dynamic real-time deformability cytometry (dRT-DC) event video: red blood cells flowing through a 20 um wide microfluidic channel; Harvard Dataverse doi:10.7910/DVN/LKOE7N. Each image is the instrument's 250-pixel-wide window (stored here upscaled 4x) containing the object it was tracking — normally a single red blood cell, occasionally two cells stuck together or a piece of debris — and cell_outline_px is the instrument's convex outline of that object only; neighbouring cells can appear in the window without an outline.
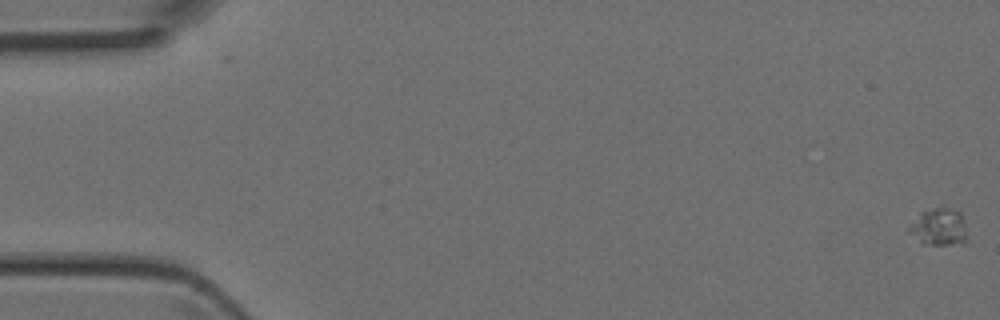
{"species": "Egyptian fruit bat (a non-hibernating species)", "species_latin": "Rousettus aegyptiacus", "temperature_condition": "room temperature", "stored_images_in_passage": 25, "camera_frame_rate_fps": 3000, "um_per_image_px": 0.085, "animal": {"sex": "female"}, "frame": {"image": 1, "passage_image": 1, "time_ms": 0.0, "image_size_px": [1000, 320], "cell_outline_px": [[968, 236], [964, 244], [920, 244], [908, 232], [908, 224], [920, 212], [932, 208], [948, 208], [960, 212]], "centroid_in_image_um": [79.77, 19.31], "position_along_channel_um": 5.2, "area_um2": 12.83}}
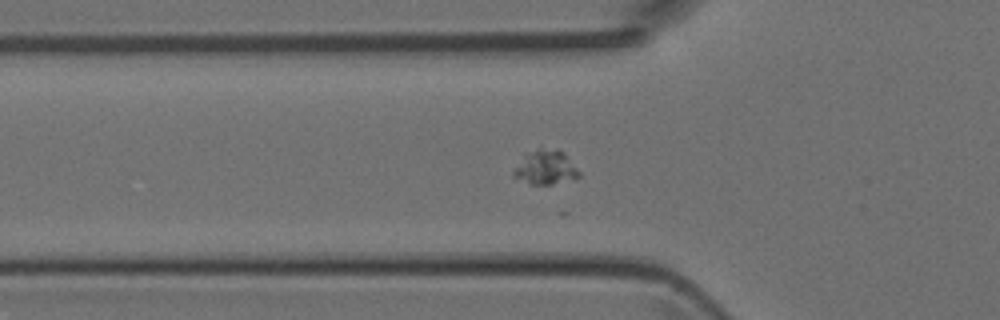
{"frame": {"image": 2, "passage_image": 17, "time_ms": 5.333, "image_size_px": [1000, 320], "cell_outline_px": [[580, 176], [552, 184], [528, 184], [512, 176], [512, 172], [524, 156], [540, 148], [564, 152], [580, 172]], "centroid_in_image_um": [46.36, 14.26], "position_along_channel_um": 79.4, "area_um2": 12.6}}
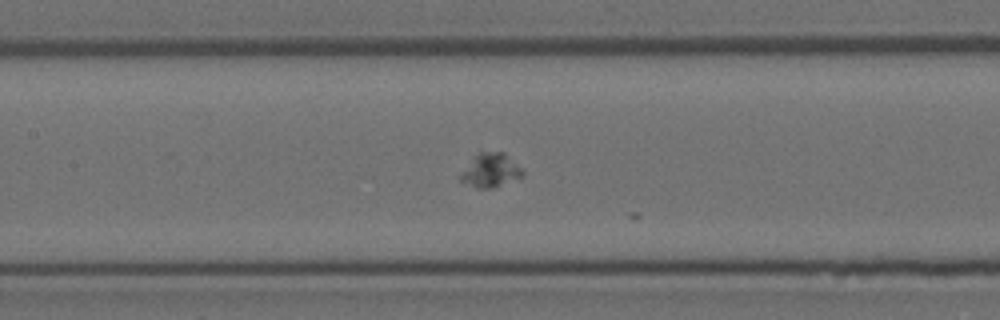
{"frame": {"image": 3, "passage_image": 23, "time_ms": 7.333, "image_size_px": [1000, 320], "cell_outline_px": [[524, 176], [492, 188], [476, 188], [460, 180], [460, 172], [476, 152], [504, 152], [524, 172]], "centroid_in_image_um": [41.66, 14.47], "position_along_channel_um": 165.7, "area_um2": 12.2}}